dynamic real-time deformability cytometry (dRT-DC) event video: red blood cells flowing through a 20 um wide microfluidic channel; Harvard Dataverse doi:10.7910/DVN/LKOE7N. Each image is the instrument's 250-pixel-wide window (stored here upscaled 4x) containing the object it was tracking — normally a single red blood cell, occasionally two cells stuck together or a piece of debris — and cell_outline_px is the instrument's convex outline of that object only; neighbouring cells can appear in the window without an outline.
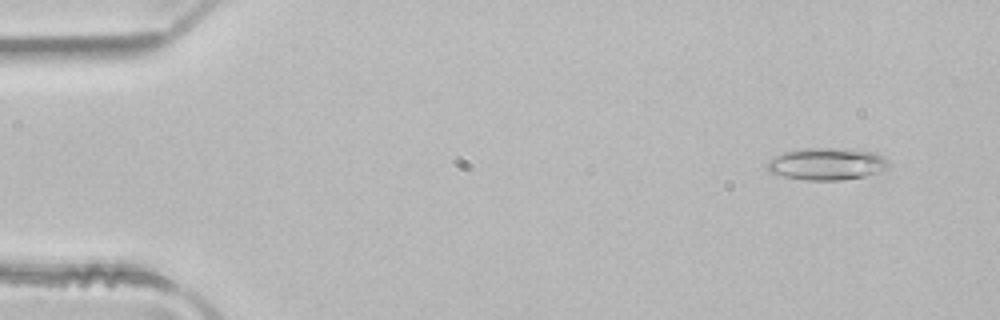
{"species": "common noctule bat (a hibernating species)", "species_latin": "Nyctalus noctula", "temperature_condition": "room temperature", "stored_images_in_passage": 3, "camera_frame_rate_fps": 3000, "um_per_image_px": 0.085, "animal": {"sex": "male", "body_mass_g": 21.5, "forearm_length_mm": 52.0}, "frame": {"image": 1, "passage_image": 1, "time_ms": 0.0, "image_size_px": [1000, 320], "cell_outline_px": [[888, 168], [880, 172], [864, 176], [840, 180], [804, 180], [784, 176], [772, 172], [764, 164], [768, 160], [784, 152], [804, 148], [844, 148], [876, 152], [884, 156], [888, 160]], "centroid_in_image_um": [70.31, 13.92], "position_along_channel_um": 14.7, "area_um2": 22.83}}